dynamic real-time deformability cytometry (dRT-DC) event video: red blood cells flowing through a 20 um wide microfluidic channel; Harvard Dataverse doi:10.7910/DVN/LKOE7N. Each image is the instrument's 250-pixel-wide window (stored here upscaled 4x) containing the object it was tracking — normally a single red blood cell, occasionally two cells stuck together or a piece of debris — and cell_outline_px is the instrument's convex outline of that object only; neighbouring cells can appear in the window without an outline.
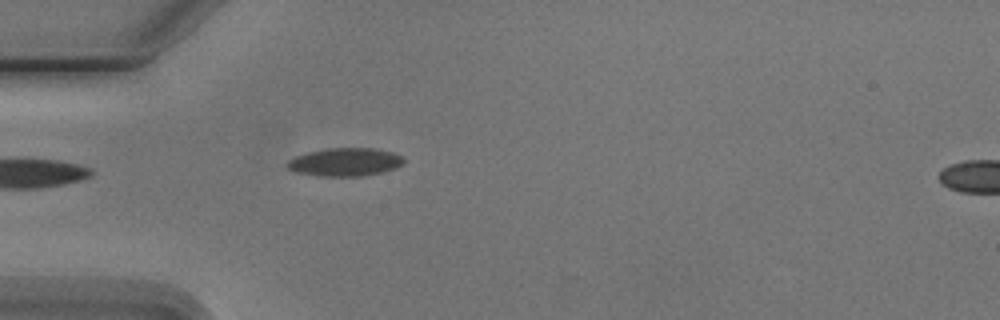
{"species": "Egyptian fruit bat (a non-hibernating species)", "species_latin": "Rousettus aegyptiacus", "temperature_condition": "cold", "stored_images_in_passage": 2, "segment_of_instrument_passage": [1, 2], "camera_frame_rate_fps": 3000, "um_per_image_px": 0.085, "animal": {"sex": "male"}, "frame": {"image": 1, "passage_image": 1, "time_ms": 0.0, "image_size_px": [1000, 320], "cell_outline_px": [[404, 164], [396, 168], [380, 172], [360, 176], [320, 176], [296, 172], [288, 168], [284, 164], [288, 160], [296, 156], [308, 152], [328, 148], [372, 148], [392, 152], [400, 156], [404, 160]], "centroid_in_image_um": [29.3, 13.77], "position_along_channel_um": 55.7, "area_um2": 19.02}}